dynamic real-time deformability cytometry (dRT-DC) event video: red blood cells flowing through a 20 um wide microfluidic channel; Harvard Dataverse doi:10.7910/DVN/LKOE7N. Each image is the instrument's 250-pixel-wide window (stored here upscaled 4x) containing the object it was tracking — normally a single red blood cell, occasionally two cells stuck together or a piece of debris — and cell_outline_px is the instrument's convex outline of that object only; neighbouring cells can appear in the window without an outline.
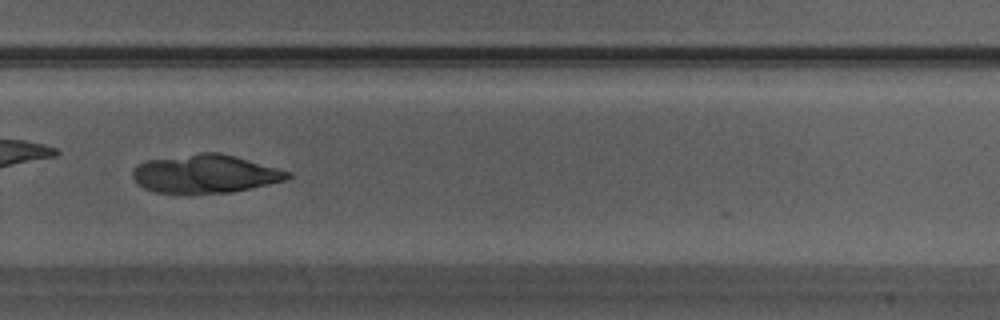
{"species": "Egyptian fruit bat (a non-hibernating species)", "species_latin": "Rousettus aegyptiacus", "temperature_condition": "warm", "stored_images_in_passage": 32, "camera_frame_rate_fps": 3000, "um_per_image_px": 0.085, "animal": {"sex": "male"}, "frame": {"image": 1, "passage_image": 22, "time_ms": 7.0, "image_size_px": [1000, 320], "cell_outline_px": [[292, 176], [288, 180], [232, 192], [156, 192], [144, 188], [132, 176], [132, 172], [136, 164], [148, 160], [200, 152], [220, 152], [236, 156], [292, 172]], "centroid_in_image_um": [17.49, 14.75], "position_along_channel_um": 312.3, "area_um2": 34.45}}